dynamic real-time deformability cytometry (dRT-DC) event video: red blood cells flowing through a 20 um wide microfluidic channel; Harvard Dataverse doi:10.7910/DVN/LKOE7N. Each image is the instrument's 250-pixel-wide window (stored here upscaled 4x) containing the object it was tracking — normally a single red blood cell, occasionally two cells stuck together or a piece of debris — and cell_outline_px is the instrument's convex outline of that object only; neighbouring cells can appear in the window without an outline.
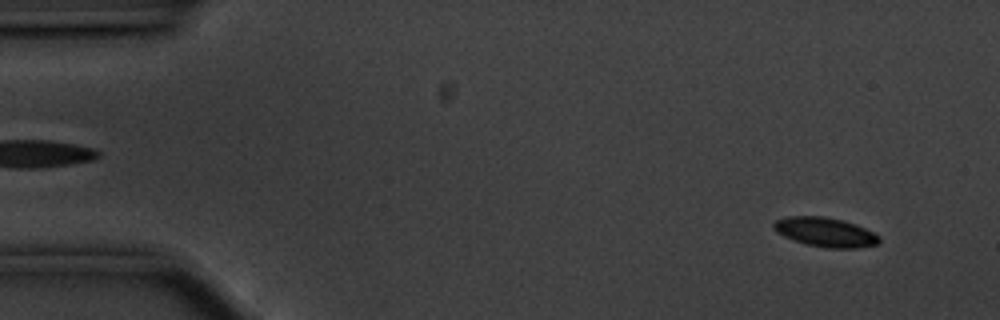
{"species": "common noctule bat (a hibernating species)", "species_latin": "Nyctalus noctula", "temperature_condition": "cold", "stored_images_in_passage": 15, "camera_frame_rate_fps": 3000, "um_per_image_px": 0.085, "animal": {"sex": "male", "body_mass_g": 20.1, "forearm_length_mm": 53.5}, "frame": {"image": 1, "passage_image": 5, "time_ms": 1.333, "image_size_px": [1000, 320], "cell_outline_px": [[880, 240], [876, 244], [856, 248], [828, 248], [808, 244], [784, 236], [776, 232], [772, 228], [772, 224], [776, 220], [788, 216], [820, 216], [840, 220], [856, 224], [880, 236]], "centroid_in_image_um": [70.13, 19.72], "position_along_channel_um": 14.9, "area_um2": 17.74}}